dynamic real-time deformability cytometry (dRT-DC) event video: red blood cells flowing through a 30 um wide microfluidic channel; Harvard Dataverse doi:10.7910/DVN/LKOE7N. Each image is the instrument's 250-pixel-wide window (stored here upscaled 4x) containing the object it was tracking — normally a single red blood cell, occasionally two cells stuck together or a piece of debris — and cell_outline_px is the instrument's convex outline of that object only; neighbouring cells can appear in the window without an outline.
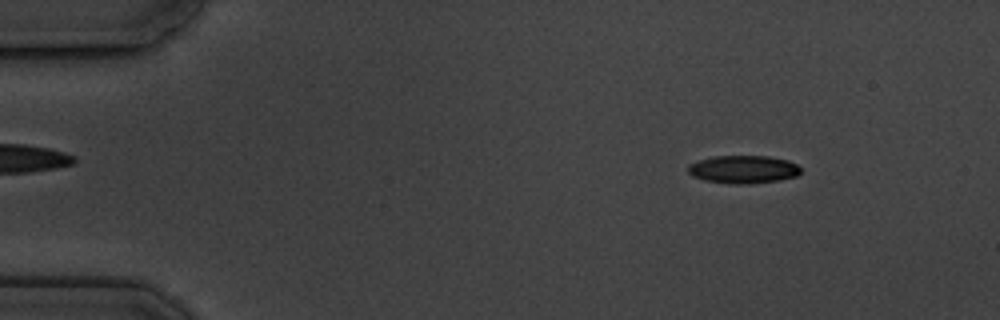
{"species": "common noctule bat (a hibernating species)", "species_latin": "Nyctalus noctula", "temperature_condition": "cold", "stored_images_in_passage": 6, "camera_frame_rate_fps": 3000, "um_per_image_px": 0.085, "animal": {"sex": "male", "body_mass_g": 19.5, "forearm_length_mm": 54.6}, "frame": {"image": 1, "passage_image": 1, "time_ms": 0.0, "image_size_px": [1000, 320], "cell_outline_px": [[800, 172], [796, 176], [780, 180], [748, 184], [732, 184], [704, 180], [692, 176], [688, 172], [688, 164], [712, 156], [768, 156], [788, 160], [796, 164], [800, 168]], "centroid_in_image_um": [63.17, 14.4], "position_along_channel_um": 21.8, "area_um2": 18.38}}
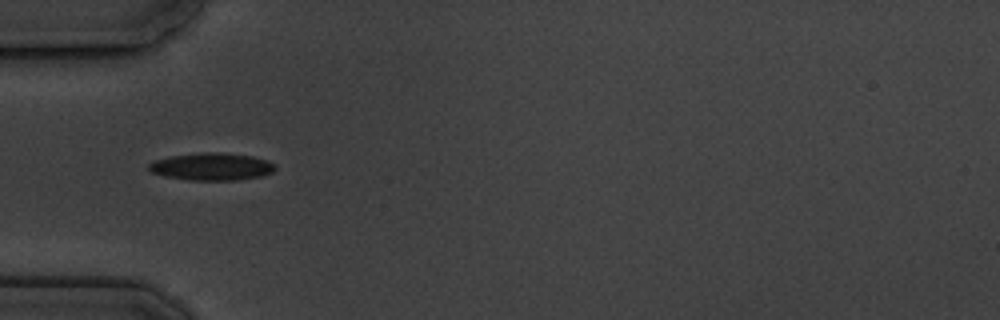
{"frame": {"image": 2, "passage_image": 4, "time_ms": 3.667, "image_size_px": [1000, 320], "cell_outline_px": [[276, 168], [272, 172], [260, 176], [236, 180], [188, 180], [164, 176], [152, 172], [148, 168], [148, 164], [156, 160], [172, 156], [200, 152], [224, 152], [252, 156], [268, 160]], "centroid_in_image_um": [17.99, 14.15], "position_along_channel_um": 67.0, "area_um2": 20.11}}
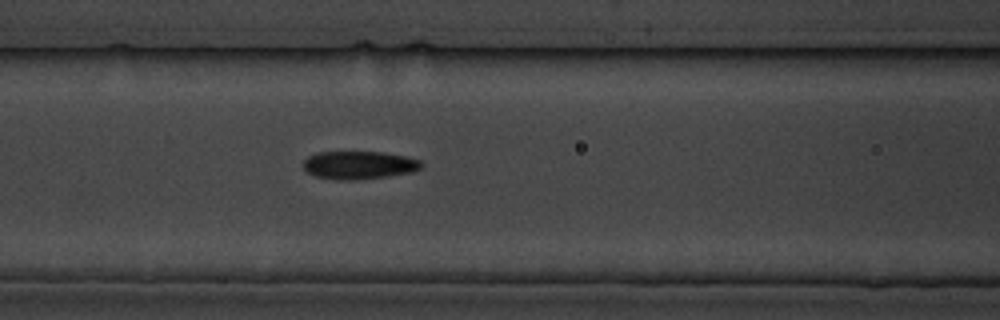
{"frame": {"image": 3, "passage_image": 6, "time_ms": 5.667, "image_size_px": [1000, 320], "cell_outline_px": [[424, 164], [420, 168], [412, 172], [388, 176], [356, 180], [336, 180], [316, 176], [308, 172], [304, 168], [304, 160], [308, 156], [316, 152], [384, 152], [404, 156], [420, 160]], "centroid_in_image_um": [30.52, 14.03], "position_along_channel_um": 136.1, "area_um2": 19.31}}